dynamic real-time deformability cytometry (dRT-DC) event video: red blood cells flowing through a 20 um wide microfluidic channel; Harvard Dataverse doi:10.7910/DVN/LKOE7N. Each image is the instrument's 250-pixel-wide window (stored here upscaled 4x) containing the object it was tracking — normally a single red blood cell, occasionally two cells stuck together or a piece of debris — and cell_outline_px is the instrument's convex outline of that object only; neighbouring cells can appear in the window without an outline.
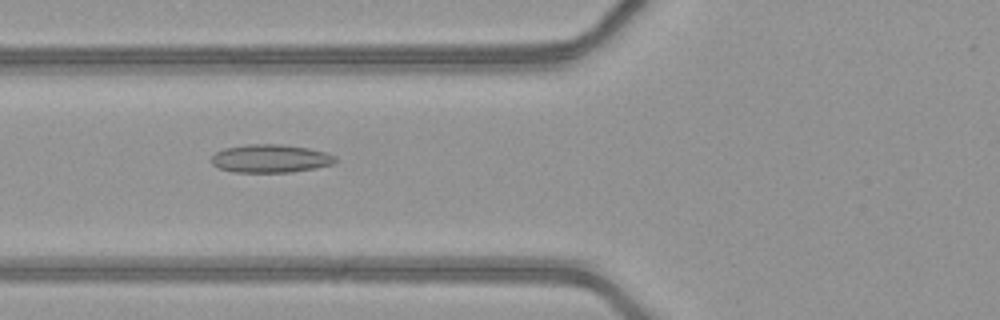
{"species": "common noctule bat (a hibernating species)", "species_latin": "Nyctalus noctula", "temperature_condition": "warm", "stored_images_in_passage": 38, "camera_frame_rate_fps": 3000, "um_per_image_px": 0.085, "animal": {"sex": "female", "body_mass_g": 21.9}, "frame": {"image": 1, "passage_image": 8, "time_ms": 2.333, "image_size_px": [1000, 320], "cell_outline_px": [[336, 160], [332, 164], [316, 168], [292, 172], [232, 172], [220, 168], [212, 164], [212, 156], [216, 152], [224, 148], [248, 144], [280, 144], [308, 148], [328, 152], [336, 156]], "centroid_in_image_um": [23.01, 13.47], "position_along_channel_um": 102.8, "area_um2": 20.4}}
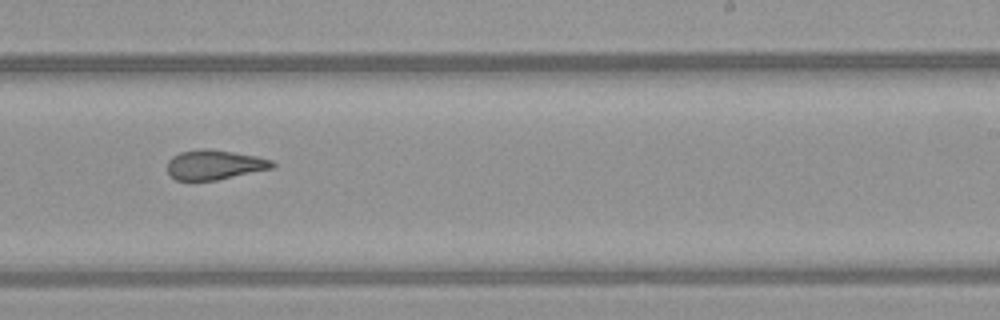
{"frame": {"image": 2, "passage_image": 20, "time_ms": 6.333, "image_size_px": [1000, 320], "cell_outline_px": [[276, 164], [272, 168], [216, 180], [176, 180], [168, 172], [168, 160], [172, 156], [180, 152], [200, 148], [208, 148], [256, 156], [272, 160]], "centroid_in_image_um": [18.21, 13.99], "position_along_channel_um": 270.8, "area_um2": 18.03}}
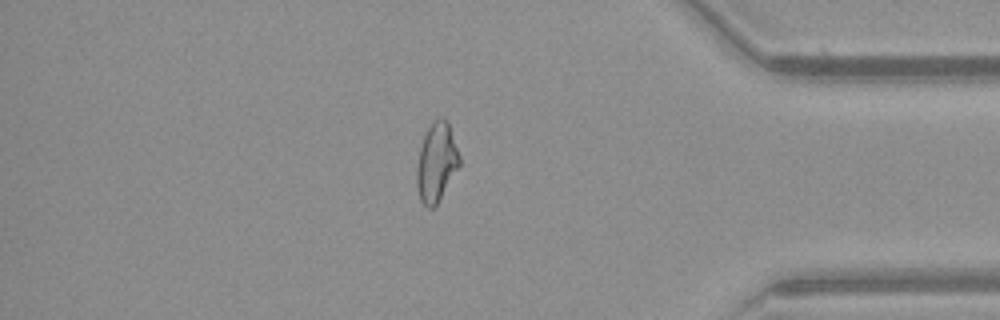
{"frame": {"image": 3, "passage_image": 31, "time_ms": 10.0, "image_size_px": [1000, 320], "cell_outline_px": [[460, 164], [436, 204], [432, 208], [428, 208], [420, 200], [416, 184], [416, 168], [420, 148], [424, 136], [432, 120], [440, 116], [444, 116], [448, 120], [460, 156]], "centroid_in_image_um": [37.09, 13.73], "position_along_channel_um": 398.1, "area_um2": 19.59}, "authors_computed_cell_mechanics": {"area_um2": 19.3341, "velocity_mm_per_s": 4.1791, "shape_relaxation_time_tau1_ms": null, "shape_relaxation_time_tau2_ms": 2.4756, "deformation_change_tau1": null, "deformation_change_tau2": 0.1053}}